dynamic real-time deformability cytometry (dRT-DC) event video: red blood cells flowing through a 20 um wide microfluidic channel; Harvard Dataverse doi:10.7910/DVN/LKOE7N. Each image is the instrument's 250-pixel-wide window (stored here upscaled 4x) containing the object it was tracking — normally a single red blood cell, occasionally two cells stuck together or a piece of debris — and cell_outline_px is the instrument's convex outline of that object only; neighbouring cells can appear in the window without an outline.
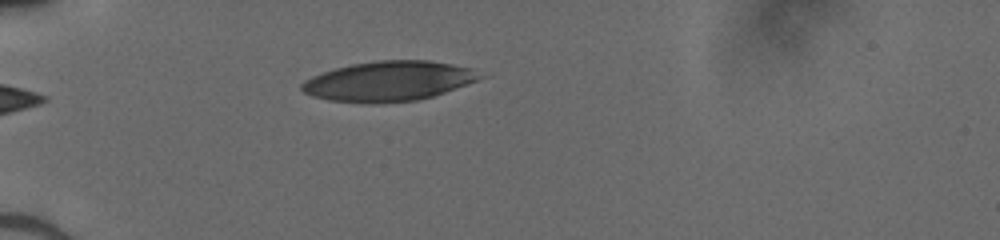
{"species": "human", "species_latin": "Homo sapiens", "temperature_condition": "cold", "stored_images_in_passage": 36, "camera_frame_rate_fps": 3000, "um_per_image_px": 0.085, "donor": {"sex": "male"}, "frame": {"image": 1, "passage_image": 1, "time_ms": 0.0, "image_size_px": [1000, 240], "cell_outline_px": [[484, 76], [476, 80], [444, 92], [432, 96], [416, 100], [376, 104], [364, 104], [328, 100], [312, 96], [304, 92], [300, 88], [300, 84], [304, 80], [312, 76], [336, 68], [352, 64], [376, 60], [428, 60], [452, 64], [472, 68]], "centroid_in_image_um": [32.98, 6.9], "position_along_channel_um": 52.0, "area_um2": 41.44}}
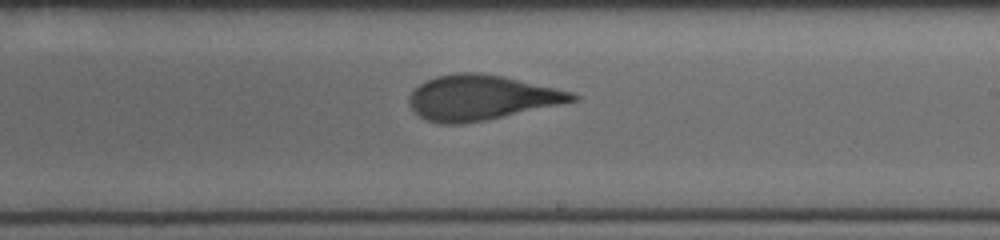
{"frame": {"image": 2, "passage_image": 17, "time_ms": 5.333, "image_size_px": [1000, 240], "cell_outline_px": [[580, 96], [576, 100], [488, 120], [464, 124], [440, 124], [428, 120], [420, 116], [408, 104], [408, 96], [420, 84], [436, 76], [456, 72], [480, 72], [504, 76], [556, 88], [572, 92]], "centroid_in_image_um": [40.87, 8.29], "position_along_channel_um": 248.1, "area_um2": 42.66}}
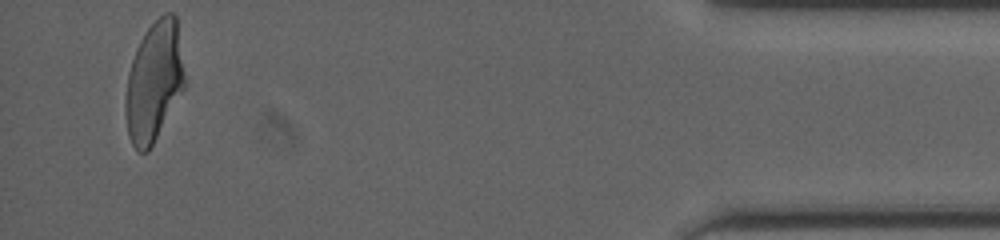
{"frame": {"image": 3, "passage_image": 34, "time_ms": 11.0, "image_size_px": [1000, 240], "cell_outline_px": [[188, 84], [148, 152], [140, 152], [132, 144], [128, 136], [124, 108], [124, 104], [128, 72], [136, 48], [140, 40], [148, 28], [164, 12], [172, 12], [176, 16]], "centroid_in_image_um": [13.12, 6.94], "position_along_channel_um": 422.1, "area_um2": 42.02}}